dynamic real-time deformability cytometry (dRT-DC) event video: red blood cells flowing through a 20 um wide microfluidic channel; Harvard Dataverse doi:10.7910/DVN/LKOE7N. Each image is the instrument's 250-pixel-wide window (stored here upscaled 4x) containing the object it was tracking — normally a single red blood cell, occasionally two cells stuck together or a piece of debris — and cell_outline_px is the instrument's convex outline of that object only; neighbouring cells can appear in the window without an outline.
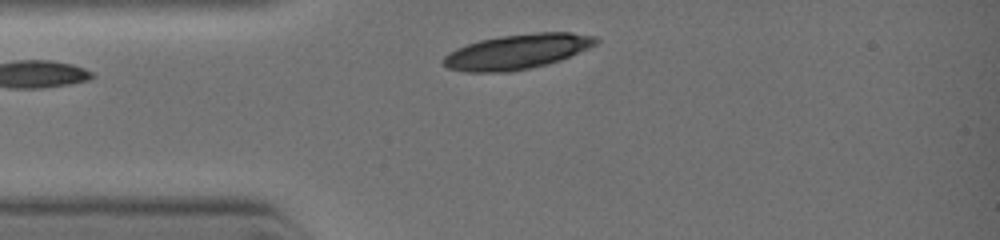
{"species": "common noctule bat (a hibernating species)", "species_latin": "Nyctalus noctula", "temperature_condition": "warm", "stored_images_in_passage": 2, "camera_frame_rate_fps": 3000, "um_per_image_px": 0.085, "animal": {"sex": "female", "body_mass_g": 19.0, "forearm_length_mm": 51.5}, "frame": {"image": 1, "passage_image": 2, "time_ms": 0.667, "image_size_px": [1000, 240], "cell_outline_px": [[600, 40], [596, 44], [560, 60], [528, 68], [508, 72], [464, 72], [448, 68], [444, 64], [444, 56], [448, 52], [456, 48], [480, 40], [500, 36], [540, 32], [572, 32], [596, 36]], "centroid_in_image_um": [43.95, 4.38], "position_along_channel_um": 41.1, "area_um2": 30.75}}